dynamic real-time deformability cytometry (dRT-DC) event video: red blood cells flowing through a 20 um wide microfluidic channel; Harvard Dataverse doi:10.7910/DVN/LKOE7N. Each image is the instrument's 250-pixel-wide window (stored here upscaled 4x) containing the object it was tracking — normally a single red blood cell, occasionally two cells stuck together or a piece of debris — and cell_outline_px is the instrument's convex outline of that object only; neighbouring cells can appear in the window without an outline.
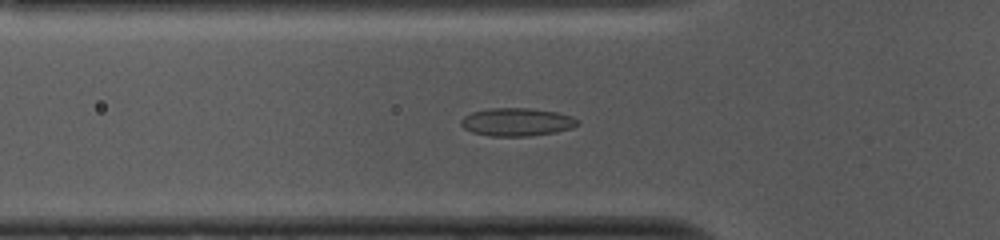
{"species": "common noctule bat (a hibernating species)", "species_latin": "Nyctalus noctula", "temperature_condition": "cold", "stored_images_in_passage": 51, "camera_frame_rate_fps": 3000, "um_per_image_px": 0.085, "animal": {"sex": "female", "body_mass_g": 10.0, "forearm_length_mm": 53.1}, "frame": {"image": 1, "passage_image": 15, "time_ms": 4.667, "image_size_px": [1000, 240], "cell_outline_px": [[580, 124], [572, 128], [556, 132], [528, 136], [488, 136], [472, 132], [464, 128], [460, 124], [460, 120], [464, 116], [472, 112], [488, 108], [532, 108], [556, 112], [572, 116], [580, 120]], "centroid_in_image_um": [43.94, 10.37], "position_along_channel_um": 81.9, "area_um2": 19.25}}
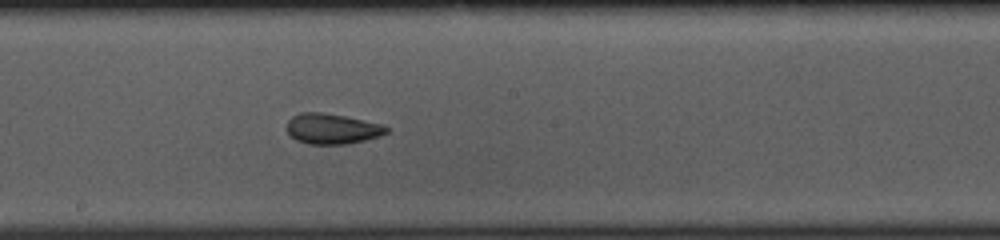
{"frame": {"image": 2, "passage_image": 26, "time_ms": 8.333, "image_size_px": [1000, 240], "cell_outline_px": [[388, 132], [380, 136], [348, 144], [308, 144], [296, 140], [288, 132], [288, 120], [292, 116], [300, 112], [324, 112], [384, 124], [388, 128]], "centroid_in_image_um": [28.24, 10.94], "position_along_channel_um": 220.0, "area_um2": 17.69}}
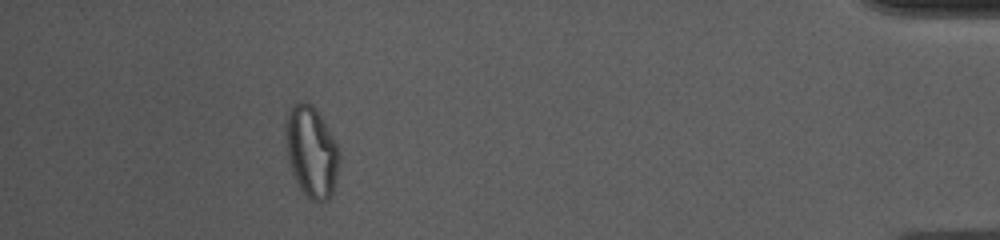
{"frame": {"image": 3, "passage_image": 46, "time_ms": 15.0, "image_size_px": [1000, 240], "cell_outline_px": [[340, 160], [332, 196], [324, 204], [320, 204], [312, 200], [300, 188], [292, 172], [288, 160], [284, 136], [284, 124], [288, 108], [292, 104], [300, 100], [304, 100], [312, 104], [320, 116], [340, 148]], "centroid_in_image_um": [26.46, 12.88], "position_along_channel_um": 408.7, "area_um2": 29.19}, "authors_computed_cell_mechanics": {"area_um2": 19.1896, "velocity_mm_per_s": 3.7468, "shape_relaxation_time_tau1_ms": null, "shape_relaxation_time_tau2_ms": 2.2656, "deformation_change_tau1": null, "deformation_change_tau2": 0.0893}}